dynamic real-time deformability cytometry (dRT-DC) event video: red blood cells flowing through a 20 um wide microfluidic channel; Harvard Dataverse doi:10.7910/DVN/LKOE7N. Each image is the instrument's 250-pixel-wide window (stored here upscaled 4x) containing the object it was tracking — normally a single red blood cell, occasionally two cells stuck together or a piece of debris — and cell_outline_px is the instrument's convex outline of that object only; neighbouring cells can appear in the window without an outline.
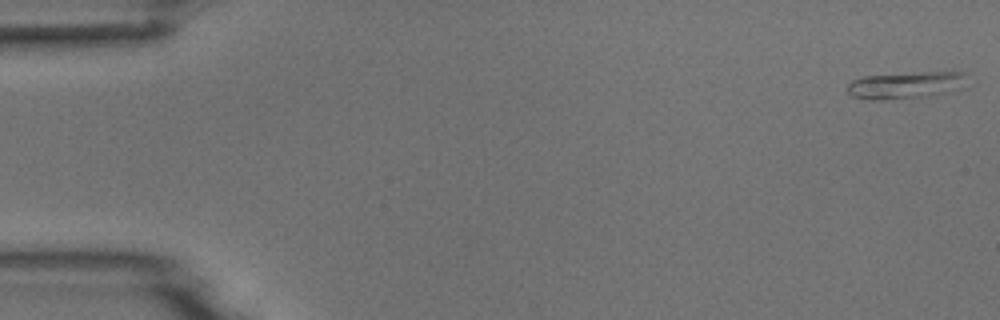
{"species": "common noctule bat (a hibernating species)", "species_latin": "Nyctalus noctula", "temperature_condition": "room temperature", "stored_images_in_passage": 4, "camera_frame_rate_fps": 3000, "um_per_image_px": 0.085, "animal": {"sex": "male", "body_mass_g": 18.8}, "frame": {"image": 1, "passage_image": 1, "time_ms": 0.0, "image_size_px": [1000, 320], "cell_outline_px": [[968, 72], [960, 80], [944, 92], [936, 96], [880, 100], [872, 100], [852, 96], [848, 92], [848, 84], [852, 80], [864, 76], [920, 72]], "centroid_in_image_um": [76.79, 7.24], "position_along_channel_um": 8.2, "area_um2": 18.03}}
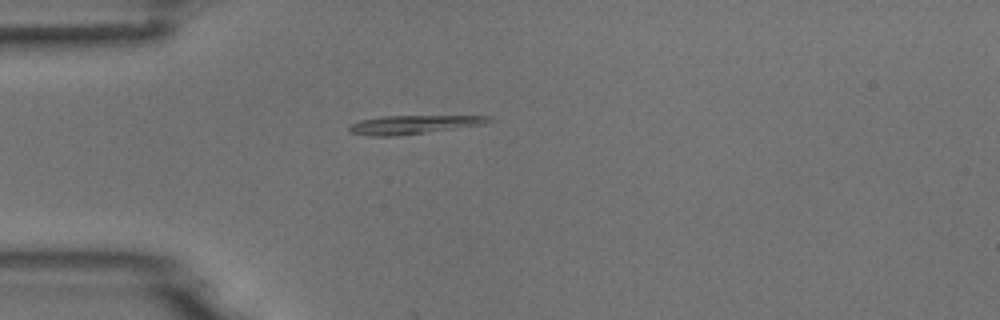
{"frame": {"image": 2, "passage_image": 4, "time_ms": 4.333, "image_size_px": [1000, 320], "cell_outline_px": [[492, 120], [484, 124], [396, 136], [372, 136], [348, 132], [348, 128], [352, 124], [360, 120], [380, 116], [492, 116]], "centroid_in_image_um": [35.09, 10.58], "position_along_channel_um": 49.9, "area_um2": 14.91}}